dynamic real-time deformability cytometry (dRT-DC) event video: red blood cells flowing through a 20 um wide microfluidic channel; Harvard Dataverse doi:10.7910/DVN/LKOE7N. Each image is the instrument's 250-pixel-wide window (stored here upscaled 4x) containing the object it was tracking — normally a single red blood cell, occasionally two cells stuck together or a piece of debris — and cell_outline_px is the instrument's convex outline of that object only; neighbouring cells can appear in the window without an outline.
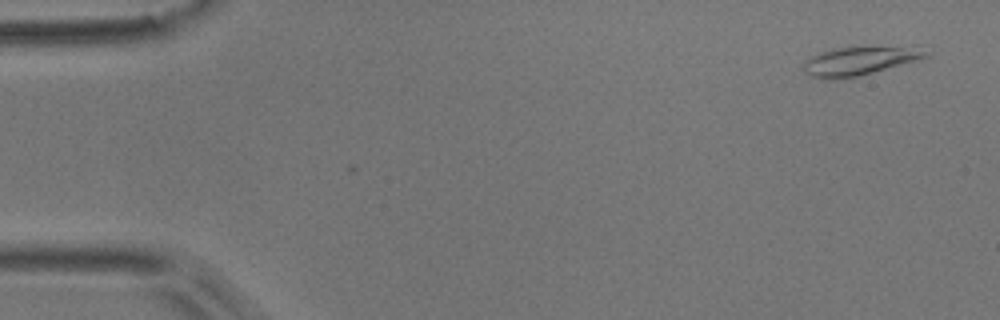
{"species": "common noctule bat (a hibernating species)", "species_latin": "Nyctalus noctula", "temperature_condition": "room temperature", "stored_images_in_passage": 3, "camera_frame_rate_fps": 3000, "um_per_image_px": 0.085, "animal": {"sex": "male", "body_mass_g": 17.9}, "frame": {"image": 1, "passage_image": 1, "time_ms": 0.0, "image_size_px": [1000, 320], "cell_outline_px": [[932, 56], [920, 60], [856, 76], [832, 80], [824, 80], [808, 76], [804, 72], [804, 60], [820, 52], [836, 48], [900, 48], [924, 52]], "centroid_in_image_um": [72.88, 5.24], "position_along_channel_um": 12.1, "area_um2": 19.54}}